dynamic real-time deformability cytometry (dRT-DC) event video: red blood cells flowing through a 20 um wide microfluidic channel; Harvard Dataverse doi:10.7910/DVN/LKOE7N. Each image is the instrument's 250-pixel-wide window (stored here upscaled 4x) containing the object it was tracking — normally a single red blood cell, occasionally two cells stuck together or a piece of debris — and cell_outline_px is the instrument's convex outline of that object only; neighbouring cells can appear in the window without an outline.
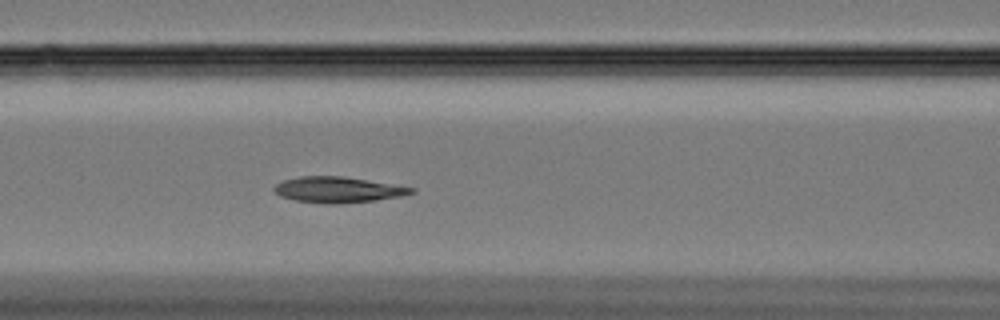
{"species": "Egyptian fruit bat (a non-hibernating species)", "species_latin": "Rousettus aegyptiacus", "temperature_condition": "cold", "stored_images_in_passage": 59, "camera_frame_rate_fps": 3000, "um_per_image_px": 0.085, "animal": {"sex": "female"}, "frame": {"image": 1, "passage_image": 24, "time_ms": 7.667, "image_size_px": [1000, 320], "cell_outline_px": [[416, 192], [400, 196], [376, 200], [340, 204], [324, 204], [296, 200], [280, 196], [272, 188], [276, 184], [284, 180], [300, 176], [344, 176], [416, 188]], "centroid_in_image_um": [28.73, 16.13], "position_along_channel_um": 137.9, "area_um2": 20.63}}
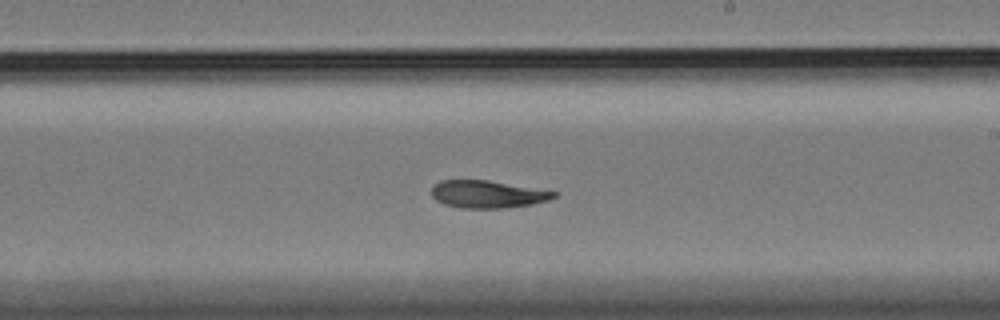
{"frame": {"image": 2, "passage_image": 34, "time_ms": 11.0, "image_size_px": [1000, 320], "cell_outline_px": [[556, 196], [548, 200], [532, 204], [504, 208], [460, 208], [444, 204], [436, 200], [432, 196], [432, 184], [440, 180], [488, 180], [556, 192]], "centroid_in_image_um": [41.38, 16.51], "position_along_channel_um": 247.6, "area_um2": 19.48}}
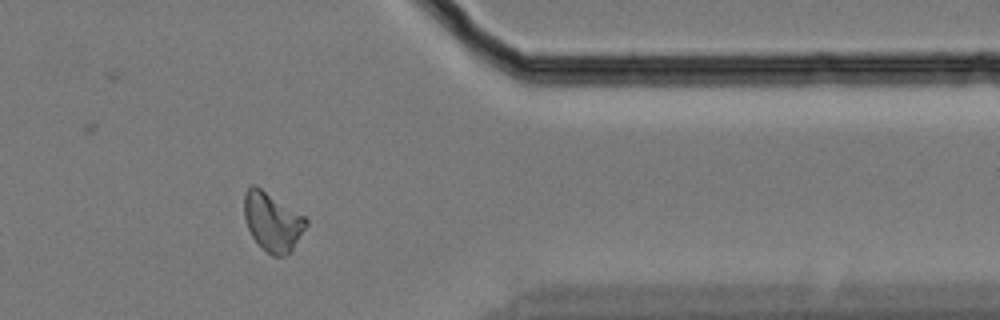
{"frame": {"image": 3, "passage_image": 48, "time_ms": 15.667, "image_size_px": [1000, 320], "cell_outline_px": [[308, 224], [292, 252], [284, 256], [272, 256], [252, 236], [248, 228], [244, 216], [244, 192], [252, 184], [256, 184], [304, 216], [308, 220]], "centroid_in_image_um": [23.17, 18.83], "position_along_channel_um": 388.2, "area_um2": 21.21}, "authors_computed_cell_mechanics": {"area_um2": 20.7502, "velocity_mm_per_s": 3.3015, "shape_relaxation_time_tau1_ms": 6.9104, "shape_relaxation_time_tau2_ms": 5.0393, "deformation_change_tau1": 0.1588, "deformation_change_tau2": 0.094}}